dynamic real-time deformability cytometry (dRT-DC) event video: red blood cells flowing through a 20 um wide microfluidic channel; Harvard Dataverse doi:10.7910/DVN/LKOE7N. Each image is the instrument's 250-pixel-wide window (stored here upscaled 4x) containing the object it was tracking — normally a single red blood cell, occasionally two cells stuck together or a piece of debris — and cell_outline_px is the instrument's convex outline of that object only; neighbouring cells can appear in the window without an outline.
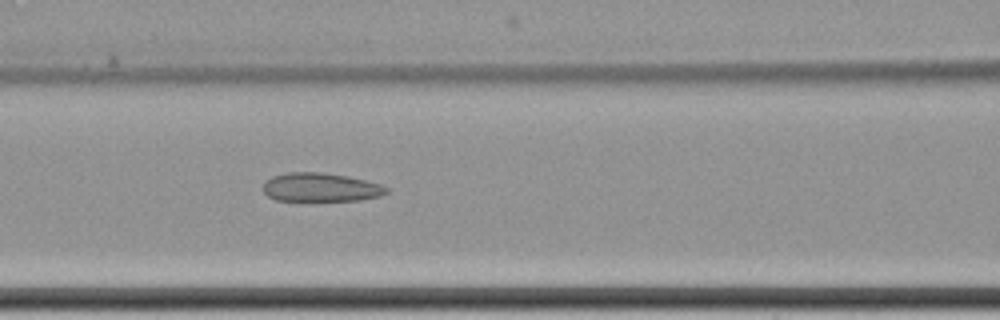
{"species": "common noctule bat (a hibernating species)", "species_latin": "Nyctalus noctula", "temperature_condition": "cold", "stored_images_in_passage": 6, "camera_frame_rate_fps": 3000, "um_per_image_px": 0.085, "animal": {"sex": "female", "body_mass_g": 22.7, "forearm_length_mm": 54.2}, "frame": {"image": 1, "passage_image": 6, "time_ms": 9.0, "image_size_px": [1000, 320], "cell_outline_px": [[388, 192], [380, 196], [360, 200], [276, 200], [268, 196], [264, 192], [264, 180], [272, 176], [288, 172], [320, 172], [348, 176], [380, 184], [388, 188]], "centroid_in_image_um": [27.24, 15.91], "position_along_channel_um": 139.4, "area_um2": 20.52}}